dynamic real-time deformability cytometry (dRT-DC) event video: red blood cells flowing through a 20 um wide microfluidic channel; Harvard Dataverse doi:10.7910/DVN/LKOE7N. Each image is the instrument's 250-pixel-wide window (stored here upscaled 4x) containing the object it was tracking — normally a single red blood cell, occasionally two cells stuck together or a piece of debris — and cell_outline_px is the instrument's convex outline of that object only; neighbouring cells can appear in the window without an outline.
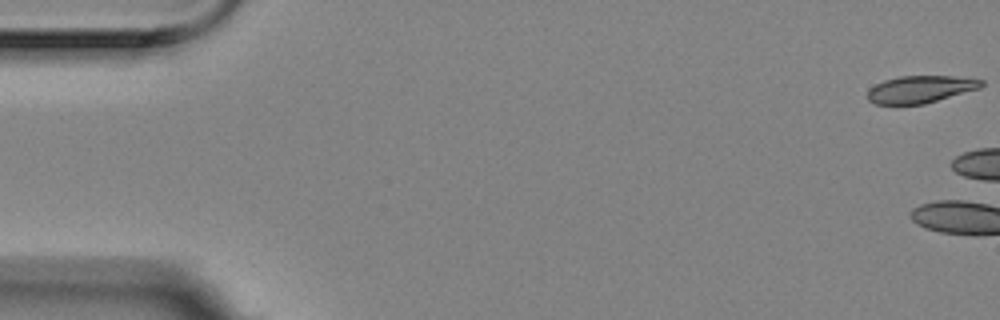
{"species": "Egyptian fruit bat (a non-hibernating species)", "species_latin": "Rousettus aegyptiacus", "temperature_condition": "room temperature", "stored_images_in_passage": 7, "camera_frame_rate_fps": 3000, "um_per_image_px": 0.085, "animal": {"sex": "female"}, "frame": {"image": 1, "passage_image": 1, "time_ms": 0.0, "image_size_px": [1000, 320], "cell_outline_px": [[984, 84], [980, 88], [924, 104], [876, 104], [868, 100], [868, 88], [884, 80], [900, 76], [952, 76], [984, 80]], "centroid_in_image_um": [78.22, 7.58], "position_along_channel_um": 6.8, "area_um2": 17.98}}